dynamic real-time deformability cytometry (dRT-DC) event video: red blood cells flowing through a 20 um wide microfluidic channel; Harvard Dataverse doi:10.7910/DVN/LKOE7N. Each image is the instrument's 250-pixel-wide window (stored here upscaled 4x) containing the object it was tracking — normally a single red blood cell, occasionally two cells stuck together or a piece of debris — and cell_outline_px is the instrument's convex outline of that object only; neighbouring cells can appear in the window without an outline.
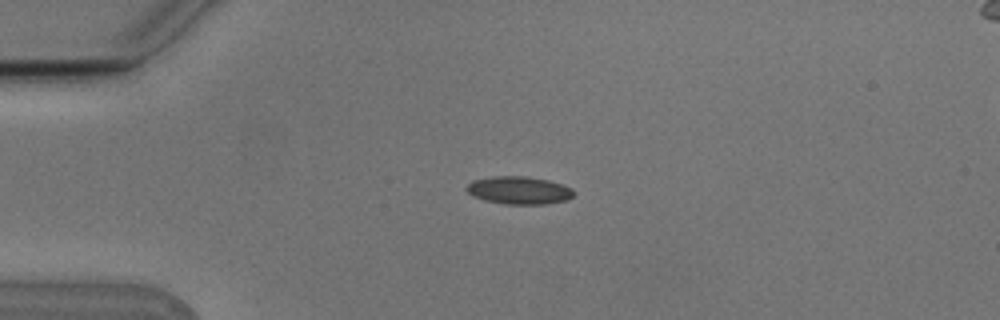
{"species": "Egyptian fruit bat (a non-hibernating species)", "species_latin": "Rousettus aegyptiacus", "temperature_condition": "cold", "stored_images_in_passage": 3, "camera_frame_rate_fps": 3000, "um_per_image_px": 0.085, "animal": {"sex": "male"}, "frame": {"image": 1, "passage_image": 1, "time_ms": 0.0, "image_size_px": [1000, 320], "cell_outline_px": [[576, 192], [568, 200], [544, 204], [504, 204], [484, 200], [472, 196], [464, 188], [472, 180], [492, 176], [528, 176], [548, 180], [572, 188]], "centroid_in_image_um": [44.1, 16.17], "position_along_channel_um": 40.9, "area_um2": 17.51}}